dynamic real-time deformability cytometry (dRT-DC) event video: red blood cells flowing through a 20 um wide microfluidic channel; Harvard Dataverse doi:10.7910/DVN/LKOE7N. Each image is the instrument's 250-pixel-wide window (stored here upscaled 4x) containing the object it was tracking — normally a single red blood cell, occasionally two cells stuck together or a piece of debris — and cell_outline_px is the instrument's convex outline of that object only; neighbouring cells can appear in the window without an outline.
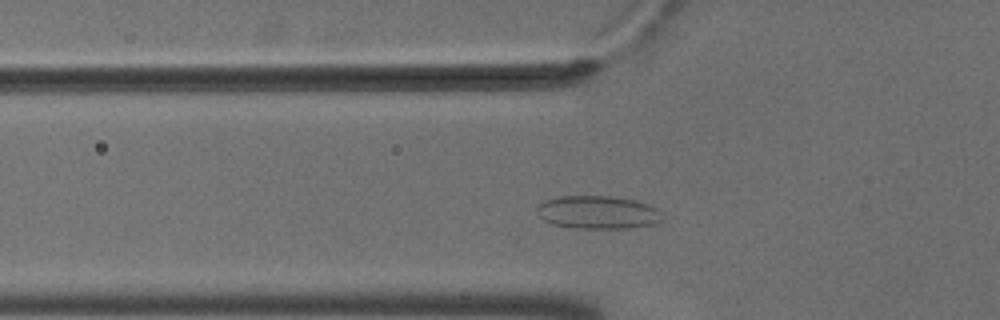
{"species": "common noctule bat (a hibernating species)", "species_latin": "Nyctalus noctula", "temperature_condition": "cold", "stored_images_in_passage": 48, "camera_frame_rate_fps": 3000, "um_per_image_px": 0.085, "animal": {"sex": "male", "body_mass_g": 18.8}, "frame": {"image": 1, "passage_image": 11, "time_ms": 3.333, "image_size_px": [1000, 320], "cell_outline_px": [[660, 220], [656, 224], [628, 228], [576, 228], [552, 224], [544, 220], [536, 212], [536, 208], [544, 200], [560, 196], [608, 196], [632, 200], [648, 204], [656, 208]], "centroid_in_image_um": [50.75, 18.05], "position_along_channel_um": 75.0, "area_um2": 23.87}}
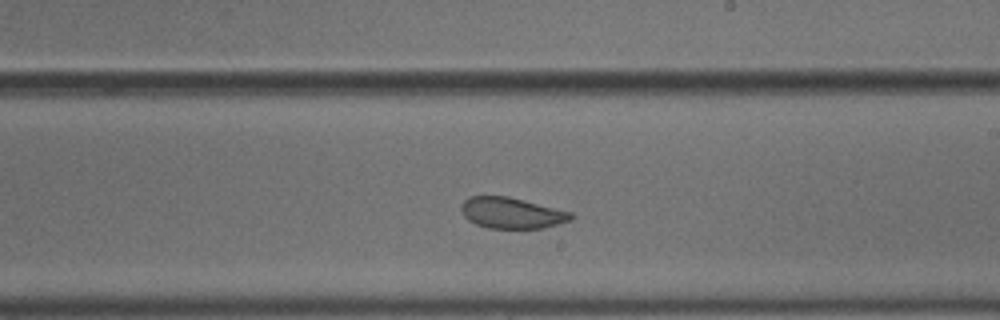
{"frame": {"image": 2, "passage_image": 25, "time_ms": 8.0, "image_size_px": [1000, 320], "cell_outline_px": [[576, 216], [572, 220], [544, 228], [488, 228], [476, 224], [468, 220], [464, 216], [460, 208], [460, 204], [468, 196], [508, 196], [572, 212]], "centroid_in_image_um": [43.5, 18.1], "position_along_channel_um": 245.5, "area_um2": 20.0}}
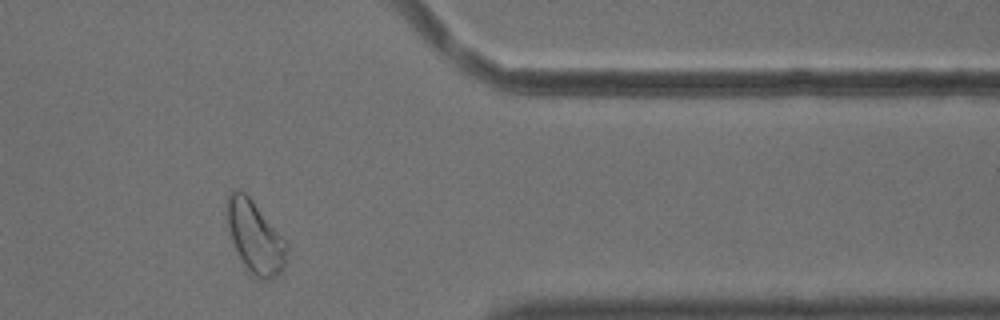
{"frame": {"image": 3, "passage_image": 38, "time_ms": 12.333, "image_size_px": [1000, 320], "cell_outline_px": [[288, 248], [284, 268], [276, 276], [268, 280], [264, 280], [256, 276], [244, 268], [236, 252], [228, 228], [224, 204], [224, 200], [232, 188], [240, 188], [252, 200], [288, 244]], "centroid_in_image_um": [21.62, 20.11], "position_along_channel_um": 389.8, "area_um2": 25.49}}